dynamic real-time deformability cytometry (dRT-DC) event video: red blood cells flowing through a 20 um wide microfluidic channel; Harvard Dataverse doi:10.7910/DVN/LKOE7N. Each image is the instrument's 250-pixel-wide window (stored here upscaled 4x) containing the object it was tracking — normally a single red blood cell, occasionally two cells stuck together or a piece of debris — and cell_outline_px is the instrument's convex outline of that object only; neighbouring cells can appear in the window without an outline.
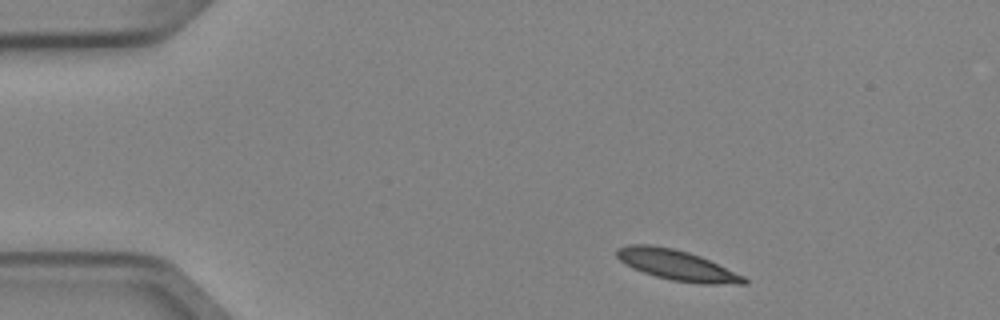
{"species": "Egyptian fruit bat (a non-hibernating species)", "species_latin": "Rousettus aegyptiacus", "temperature_condition": "cold", "stored_images_in_passage": 3, "camera_frame_rate_fps": 3000, "um_per_image_px": 0.085, "animal": {"sex": "female"}, "frame": {"image": 1, "passage_image": 1, "time_ms": 0.0, "image_size_px": [1000, 320], "cell_outline_px": [[748, 284], [700, 284], [672, 280], [656, 276], [632, 268], [620, 260], [616, 256], [616, 248], [628, 244], [648, 244], [672, 248], [688, 252], [700, 256], [744, 276], [748, 280]], "centroid_in_image_um": [57.52, 22.53], "position_along_channel_um": 27.5, "area_um2": 22.43}}